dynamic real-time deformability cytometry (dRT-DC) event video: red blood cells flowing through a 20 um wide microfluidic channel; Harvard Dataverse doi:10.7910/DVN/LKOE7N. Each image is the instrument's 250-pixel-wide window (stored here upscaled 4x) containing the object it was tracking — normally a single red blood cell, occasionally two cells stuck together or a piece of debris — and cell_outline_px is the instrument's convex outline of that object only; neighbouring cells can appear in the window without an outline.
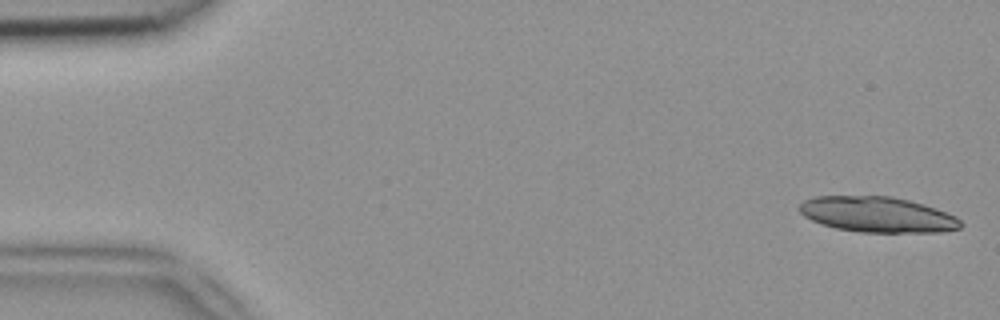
{"species": "common noctule bat (a hibernating species)", "species_latin": "Nyctalus noctula", "temperature_condition": "room temperature", "stored_images_in_passage": 19, "camera_frame_rate_fps": 3000, "um_per_image_px": 0.085, "animal": {"sex": "female", "body_mass_g": 18.4}, "frame": {"image": 1, "passage_image": 1, "time_ms": 0.0, "image_size_px": [1000, 320], "cell_outline_px": [[964, 224], [960, 228], [940, 232], [860, 232], [836, 228], [820, 224], [804, 216], [800, 212], [800, 204], [804, 200], [816, 196], [892, 196], [924, 204], [936, 208], [956, 216]], "centroid_in_image_um": [74.6, 18.23], "position_along_channel_um": 10.4, "area_um2": 33.41}}